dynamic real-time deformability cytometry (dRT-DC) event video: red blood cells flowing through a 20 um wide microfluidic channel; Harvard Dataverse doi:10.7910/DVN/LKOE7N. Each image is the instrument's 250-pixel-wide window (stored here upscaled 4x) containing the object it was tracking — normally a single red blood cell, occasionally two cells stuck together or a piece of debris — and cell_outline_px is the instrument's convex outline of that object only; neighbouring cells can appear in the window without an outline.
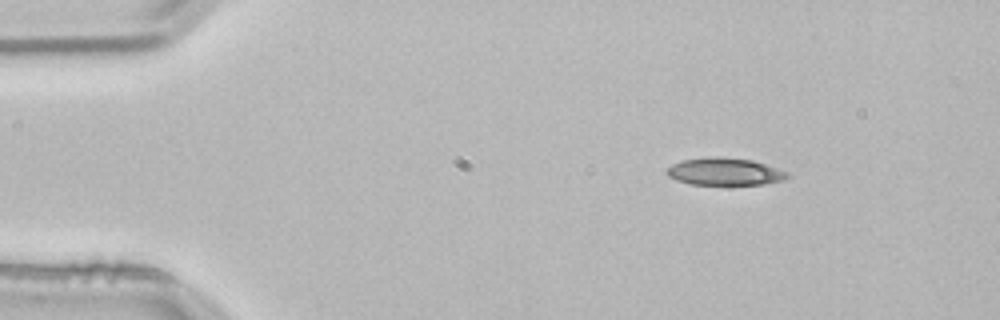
{"species": "common noctule bat (a hibernating species)", "species_latin": "Nyctalus noctula", "temperature_condition": "room temperature", "stored_images_in_passage": 3, "camera_frame_rate_fps": 3000, "um_per_image_px": 0.085, "animal": {"sex": "male", "body_mass_g": 21.5, "forearm_length_mm": 52.0}, "frame": {"image": 1, "passage_image": 1, "time_ms": 0.0, "image_size_px": [1000, 320], "cell_outline_px": [[792, 176], [784, 180], [764, 184], [692, 184], [676, 180], [668, 176], [668, 168], [672, 164], [680, 160], [752, 160], [788, 172]], "centroid_in_image_um": [61.66, 14.65], "position_along_channel_um": 23.3, "area_um2": 18.03}}
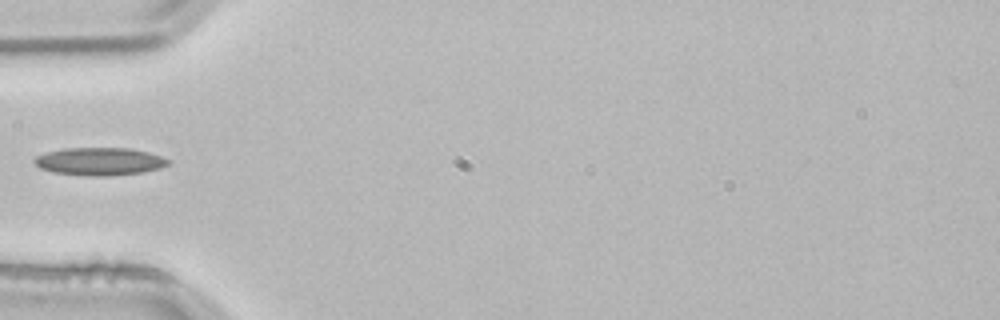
{"frame": {"image": 2, "passage_image": 3, "time_ms": 0.667, "image_size_px": [1000, 320], "cell_outline_px": [[172, 160], [168, 164], [160, 168], [144, 172], [112, 176], [88, 176], [52, 172], [40, 168], [32, 160], [36, 156], [48, 152], [64, 148], [128, 148], [148, 152]], "centroid_in_image_um": [8.47, 13.73], "position_along_channel_um": 76.5, "area_um2": 21.73}}